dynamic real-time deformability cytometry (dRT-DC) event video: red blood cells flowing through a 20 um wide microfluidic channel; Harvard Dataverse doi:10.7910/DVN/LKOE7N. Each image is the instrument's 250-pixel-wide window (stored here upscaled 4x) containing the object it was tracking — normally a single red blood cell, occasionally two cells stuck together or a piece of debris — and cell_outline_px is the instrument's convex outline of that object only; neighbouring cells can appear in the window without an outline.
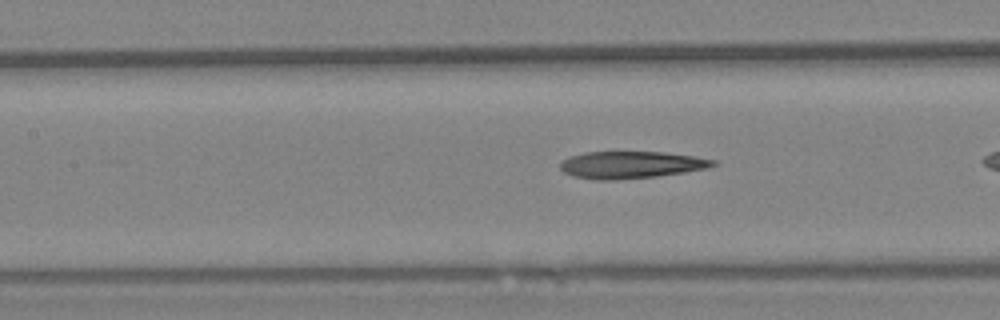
{"species": "Egyptian fruit bat (a non-hibernating species)", "species_latin": "Rousettus aegyptiacus", "temperature_condition": "warm", "stored_images_in_passage": 28, "camera_frame_rate_fps": 3000, "um_per_image_px": 0.085, "animal": {"sex": "female"}, "frame": {"image": 1, "passage_image": 9, "time_ms": 2.667, "image_size_px": [1000, 320], "cell_outline_px": [[716, 164], [708, 168], [684, 172], [656, 176], [608, 180], [596, 180], [572, 176], [564, 172], [560, 168], [560, 164], [568, 156], [584, 152], [664, 152], [692, 156], [716, 160]], "centroid_in_image_um": [53.61, 14.0], "position_along_channel_um": 153.8, "area_um2": 23.99}}
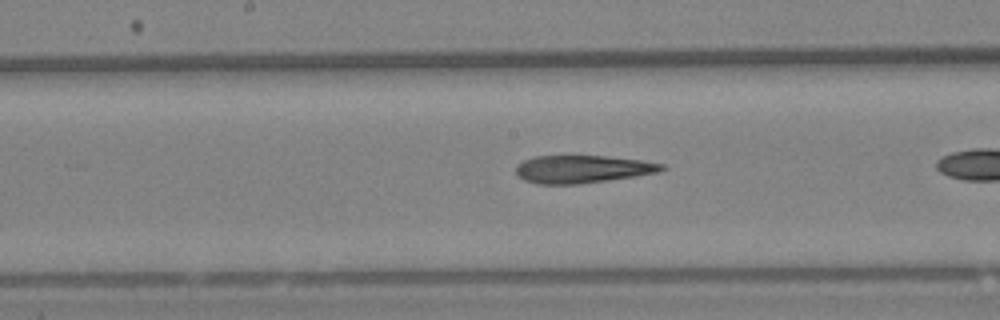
{"frame": {"image": 2, "passage_image": 13, "time_ms": 4.0, "image_size_px": [1000, 320], "cell_outline_px": [[668, 168], [660, 172], [636, 176], [608, 180], [576, 184], [536, 184], [524, 180], [516, 176], [516, 164], [532, 156], [608, 156], [640, 160], [664, 164]], "centroid_in_image_um": [49.49, 14.37], "position_along_channel_um": 198.7, "area_um2": 23.76}}
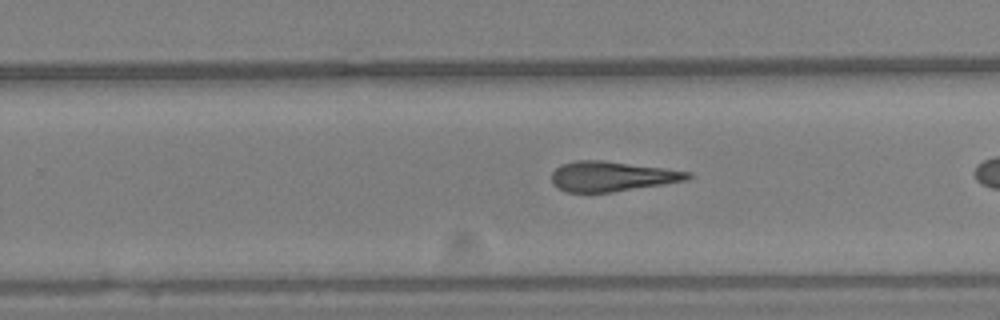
{"frame": {"image": 3, "passage_image": 20, "time_ms": 6.333, "image_size_px": [1000, 320], "cell_outline_px": [[692, 176], [688, 180], [664, 184], [612, 192], [568, 192], [552, 184], [552, 172], [560, 164], [576, 160], [600, 160], [664, 168], [692, 172]], "centroid_in_image_um": [52.01, 14.98], "position_along_channel_um": 277.8, "area_um2": 23.7}}